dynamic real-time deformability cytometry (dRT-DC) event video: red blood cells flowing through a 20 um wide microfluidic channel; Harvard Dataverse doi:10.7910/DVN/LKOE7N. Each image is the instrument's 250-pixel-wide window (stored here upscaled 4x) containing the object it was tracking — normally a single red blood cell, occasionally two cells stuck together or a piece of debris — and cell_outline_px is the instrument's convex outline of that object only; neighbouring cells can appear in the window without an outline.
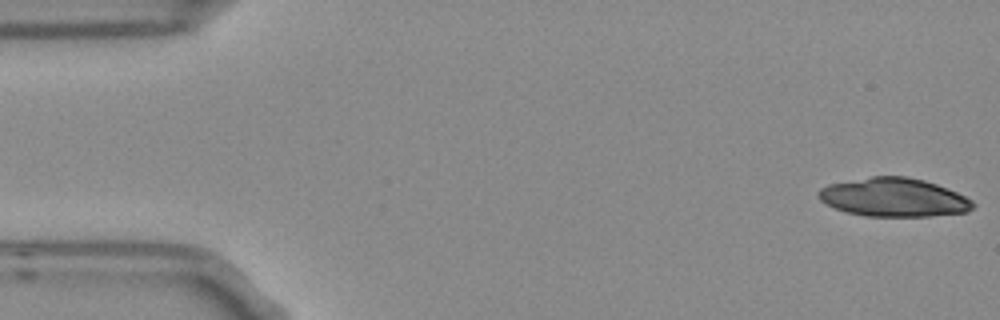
{"species": "Egyptian fruit bat (a non-hibernating species)", "species_latin": "Rousettus aegyptiacus", "temperature_condition": "room temperature", "stored_images_in_passage": 4, "camera_frame_rate_fps": 3000, "um_per_image_px": 0.085, "frame": {"image": 1, "passage_image": 1, "time_ms": 0.0, "image_size_px": [1000, 320], "cell_outline_px": [[976, 204], [968, 212], [932, 216], [864, 216], [848, 212], [836, 208], [820, 200], [816, 196], [816, 192], [820, 188], [828, 184], [872, 176], [908, 176], [924, 180], [936, 184], [956, 192], [972, 200]], "centroid_in_image_um": [75.96, 16.77], "position_along_channel_um": 9.0, "area_um2": 34.8}}